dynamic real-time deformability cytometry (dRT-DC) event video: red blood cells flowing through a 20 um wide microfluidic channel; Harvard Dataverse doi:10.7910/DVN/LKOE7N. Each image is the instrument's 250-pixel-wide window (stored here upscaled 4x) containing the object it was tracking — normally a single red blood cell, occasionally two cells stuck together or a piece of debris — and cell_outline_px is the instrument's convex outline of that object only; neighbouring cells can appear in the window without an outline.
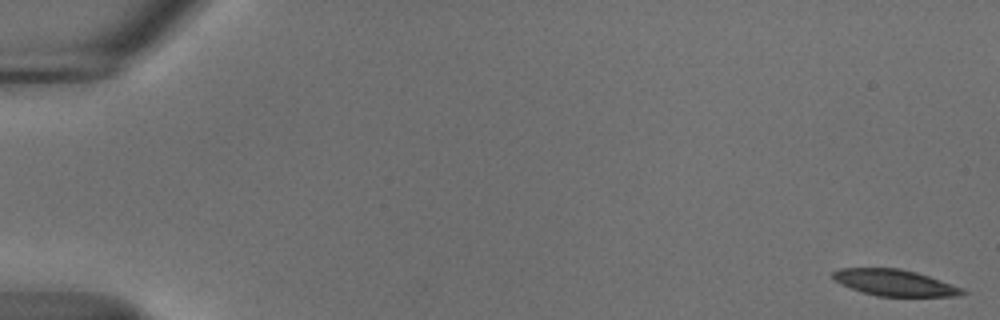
{"species": "common noctule bat (a hibernating species)", "species_latin": "Nyctalus noctula", "temperature_condition": "cold", "stored_images_in_passage": 8, "camera_frame_rate_fps": 3000, "um_per_image_px": 0.085, "animal": {"sex": "male", "body_mass_g": 18.8}, "frame": {"image": 1, "passage_image": 1, "time_ms": 0.0, "image_size_px": [1000, 320], "cell_outline_px": [[968, 292], [956, 296], [876, 296], [852, 288], [836, 280], [832, 276], [832, 272], [840, 268], [900, 268], [916, 272], [964, 288]], "centroid_in_image_um": [76.09, 24.02], "position_along_channel_um": 8.9, "area_um2": 19.59}}